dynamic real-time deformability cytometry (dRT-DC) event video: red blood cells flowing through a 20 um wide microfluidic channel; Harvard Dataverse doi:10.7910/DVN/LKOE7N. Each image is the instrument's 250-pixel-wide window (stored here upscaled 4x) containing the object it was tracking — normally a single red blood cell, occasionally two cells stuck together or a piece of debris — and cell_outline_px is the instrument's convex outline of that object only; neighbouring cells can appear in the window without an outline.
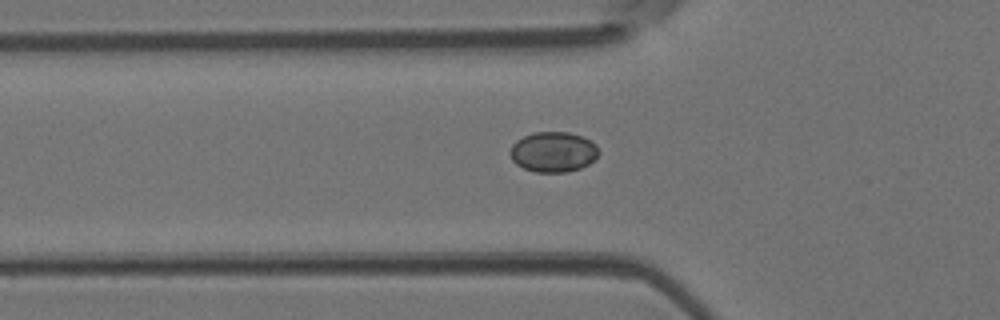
{"species": "Egyptian fruit bat (a non-hibernating species)", "species_latin": "Rousettus aegyptiacus", "temperature_condition": "room temperature", "stored_images_in_passage": 29, "camera_frame_rate_fps": 3000, "um_per_image_px": 0.085, "animal": {"sex": "female"}, "frame": {"image": 1, "passage_image": 4, "time_ms": 1.0, "image_size_px": [1000, 320], "cell_outline_px": [[600, 152], [588, 164], [580, 168], [564, 172], [536, 172], [524, 168], [516, 164], [512, 160], [508, 152], [512, 144], [516, 140], [524, 136], [536, 132], [568, 132], [580, 136], [596, 144]], "centroid_in_image_um": [46.99, 12.91], "position_along_channel_um": 78.8, "area_um2": 20.69}}
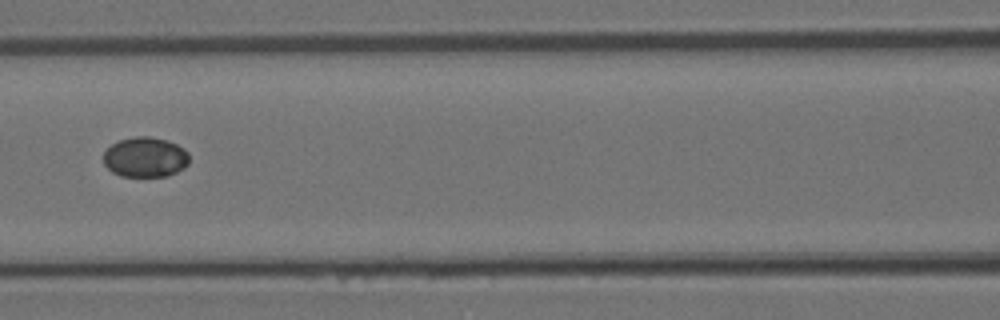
{"frame": {"image": 2, "passage_image": 9, "time_ms": 2.667, "image_size_px": [1000, 320], "cell_outline_px": [[188, 164], [184, 168], [168, 176], [120, 176], [112, 172], [104, 164], [104, 152], [112, 144], [120, 140], [136, 136], [148, 136], [164, 140], [176, 144], [184, 148], [188, 152]], "centroid_in_image_um": [12.35, 13.37], "position_along_channel_um": 154.3, "area_um2": 19.94}}
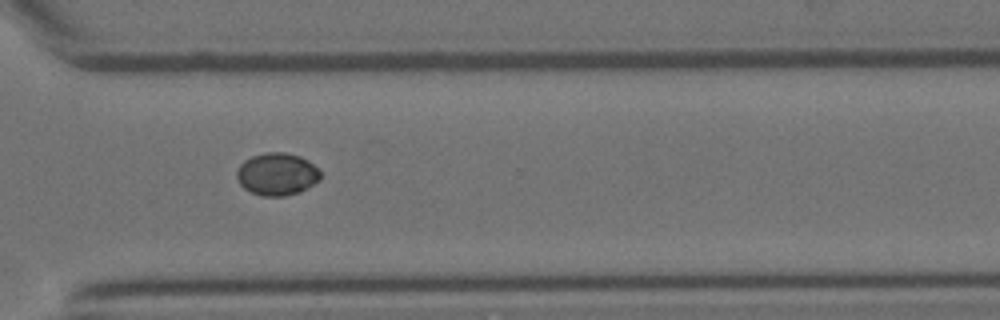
{"frame": {"image": 3, "passage_image": 22, "time_ms": 7.0, "image_size_px": [1000, 320], "cell_outline_px": [[320, 180], [308, 188], [300, 192], [284, 196], [264, 196], [252, 192], [244, 188], [236, 180], [236, 172], [240, 164], [244, 160], [252, 156], [264, 152], [284, 152], [300, 156], [308, 160], [320, 172]], "centroid_in_image_um": [23.53, 14.8], "position_along_channel_um": 347.1, "area_um2": 20.81}}